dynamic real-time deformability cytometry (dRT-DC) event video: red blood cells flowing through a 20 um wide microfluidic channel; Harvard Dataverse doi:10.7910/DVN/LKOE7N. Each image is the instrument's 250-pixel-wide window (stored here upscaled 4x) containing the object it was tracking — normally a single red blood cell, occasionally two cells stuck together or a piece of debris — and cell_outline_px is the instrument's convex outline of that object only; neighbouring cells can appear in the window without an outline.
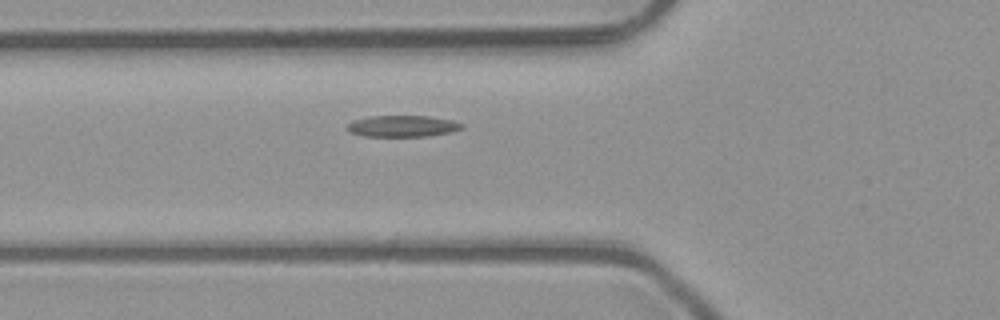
{"species": "common noctule bat (a hibernating species)", "species_latin": "Nyctalus noctula", "temperature_condition": "room temperature", "stored_images_in_passage": 6, "camera_frame_rate_fps": 3000, "um_per_image_px": 0.085, "animal": {"sex": "male", "body_mass_g": 23.1, "forearm_length_mm": 52.7}, "frame": {"image": 1, "passage_image": 6, "time_ms": 1.667, "image_size_px": [1000, 320], "cell_outline_px": [[464, 128], [452, 132], [428, 136], [364, 136], [348, 132], [348, 124], [352, 120], [368, 116], [428, 116], [452, 120], [464, 124]], "centroid_in_image_um": [34.23, 10.72], "position_along_channel_um": 91.6, "area_um2": 14.39}}